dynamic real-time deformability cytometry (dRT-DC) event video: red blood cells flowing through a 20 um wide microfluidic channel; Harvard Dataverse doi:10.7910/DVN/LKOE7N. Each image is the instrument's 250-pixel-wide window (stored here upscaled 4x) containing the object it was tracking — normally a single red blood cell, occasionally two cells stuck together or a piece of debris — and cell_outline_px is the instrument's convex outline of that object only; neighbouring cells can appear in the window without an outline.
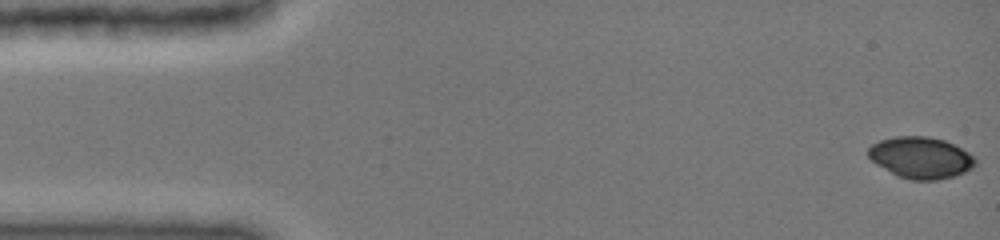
{"species": "common noctule bat (a hibernating species)", "species_latin": "Nyctalus noctula", "temperature_condition": "cold", "stored_images_in_passage": 20, "camera_frame_rate_fps": 3000, "um_per_image_px": 0.085, "animal": {"sex": "female", "body_mass_g": 19.0, "forearm_length_mm": 51.5}, "frame": {"image": 1, "passage_image": 1, "time_ms": 0.0, "image_size_px": [1000, 240], "cell_outline_px": [[976, 164], [972, 168], [956, 176], [936, 180], [912, 180], [896, 176], [876, 164], [868, 156], [868, 148], [872, 144], [880, 140], [896, 136], [928, 136], [944, 140], [976, 156]], "centroid_in_image_um": [78.27, 13.41], "position_along_channel_um": 6.7, "area_um2": 26.01}}
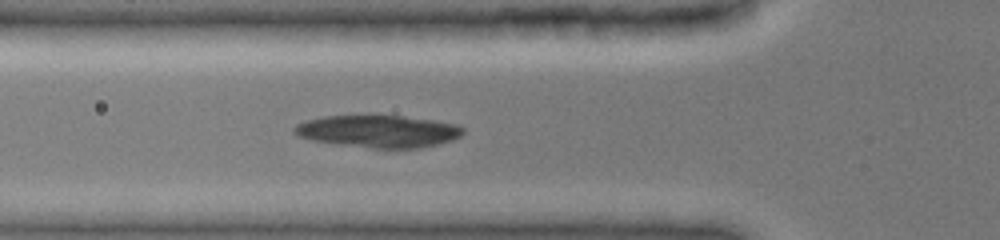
{"frame": {"image": 2, "passage_image": 17, "time_ms": 5.333, "image_size_px": [1000, 240], "cell_outline_px": [[464, 132], [460, 136], [452, 140], [440, 144], [420, 148], [372, 148], [312, 140], [296, 136], [292, 132], [292, 128], [296, 124], [308, 120], [324, 116], [404, 116], [432, 120], [456, 124], [464, 128]], "centroid_in_image_um": [32.16, 11.16], "position_along_channel_um": 93.6, "area_um2": 31.62}}
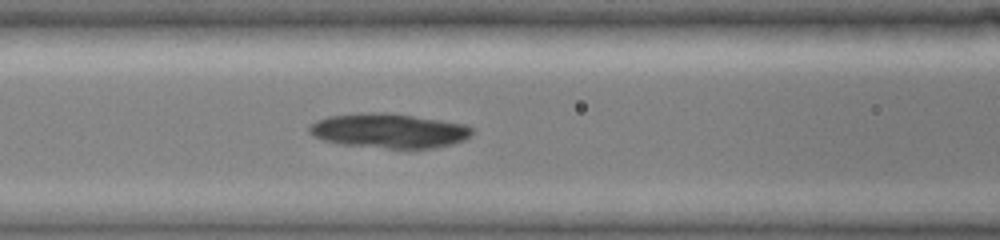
{"frame": {"image": 3, "passage_image": 20, "time_ms": 6.333, "image_size_px": [1000, 240], "cell_outline_px": [[472, 132], [464, 140], [452, 144], [436, 148], [388, 148], [340, 144], [324, 140], [312, 136], [308, 132], [308, 128], [316, 120], [328, 116], [360, 112], [388, 112], [468, 124], [472, 128]], "centroid_in_image_um": [33.05, 11.1], "position_along_channel_um": 133.6, "area_um2": 33.0}}